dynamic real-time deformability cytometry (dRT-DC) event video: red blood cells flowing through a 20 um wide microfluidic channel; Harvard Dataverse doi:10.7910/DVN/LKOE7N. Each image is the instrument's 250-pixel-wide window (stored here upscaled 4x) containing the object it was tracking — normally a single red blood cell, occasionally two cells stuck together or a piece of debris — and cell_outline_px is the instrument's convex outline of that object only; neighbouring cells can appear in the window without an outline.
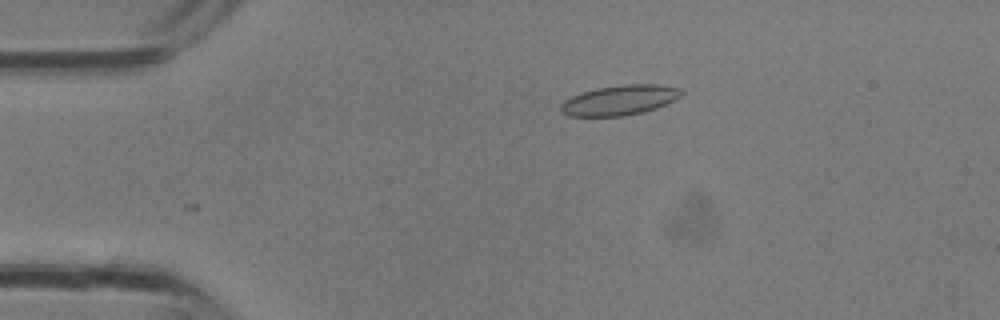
{"species": "common noctule bat (a hibernating species)", "species_latin": "Nyctalus noctula", "temperature_condition": "room temperature", "stored_images_in_passage": 2, "camera_frame_rate_fps": 3000, "um_per_image_px": 0.085, "animal": {"sex": "male", "body_mass_g": 13.3}, "frame": {"image": 1, "passage_image": 2, "time_ms": 0.333, "image_size_px": [1000, 320], "cell_outline_px": [[684, 92], [680, 96], [656, 108], [644, 112], [624, 116], [568, 116], [560, 108], [560, 104], [564, 100], [580, 92], [596, 88], [624, 84], [660, 84], [680, 88]], "centroid_in_image_um": [52.66, 8.5], "position_along_channel_um": 32.3, "area_um2": 21.1}}